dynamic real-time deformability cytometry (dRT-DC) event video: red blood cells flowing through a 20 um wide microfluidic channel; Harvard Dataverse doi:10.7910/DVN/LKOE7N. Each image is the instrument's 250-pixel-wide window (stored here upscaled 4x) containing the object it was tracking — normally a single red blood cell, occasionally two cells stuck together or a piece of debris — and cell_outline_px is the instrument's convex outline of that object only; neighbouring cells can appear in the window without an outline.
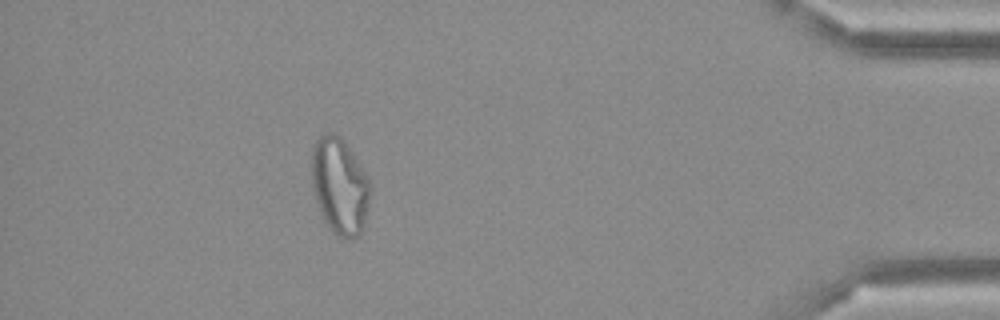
{"species": "Egyptian fruit bat (a non-hibernating species)", "species_latin": "Rousettus aegyptiacus", "temperature_condition": "cold", "stored_images_in_passage": 35, "camera_frame_rate_fps": 3000, "um_per_image_px": 0.085, "frame": {"image": 1, "passage_image": 30, "time_ms": 9.667, "image_size_px": [1000, 320], "cell_outline_px": [[372, 188], [364, 224], [360, 232], [352, 240], [348, 240], [332, 232], [324, 220], [316, 200], [312, 184], [312, 148], [316, 140], [324, 132], [332, 132], [340, 136], [360, 164], [372, 184]], "centroid_in_image_um": [28.88, 15.81], "position_along_channel_um": 406.3, "area_um2": 32.95}}